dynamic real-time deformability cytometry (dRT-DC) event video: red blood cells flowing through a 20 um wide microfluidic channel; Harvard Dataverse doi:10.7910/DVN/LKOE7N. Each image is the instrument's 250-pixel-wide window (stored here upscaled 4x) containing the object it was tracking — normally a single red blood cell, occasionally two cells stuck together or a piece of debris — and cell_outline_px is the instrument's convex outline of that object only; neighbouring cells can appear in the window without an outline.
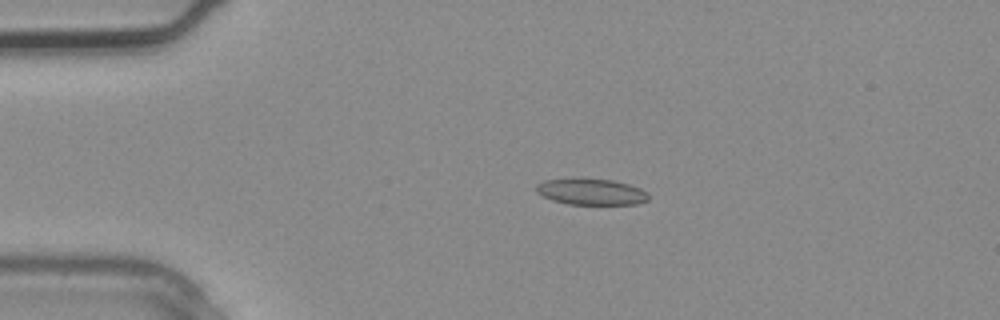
{"species": "common noctule bat (a hibernating species)", "species_latin": "Nyctalus noctula", "temperature_condition": "warm", "stored_images_in_passage": 3, "camera_frame_rate_fps": 3000, "um_per_image_px": 0.085, "animal": {"sex": "male", "body_mass_g": 20.4}, "frame": {"image": 1, "passage_image": 2, "time_ms": 0.333, "image_size_px": [1000, 320], "cell_outline_px": [[648, 200], [636, 204], [568, 204], [552, 200], [536, 192], [536, 184], [544, 180], [580, 176], [612, 180], [628, 184], [640, 188], [648, 192]], "centroid_in_image_um": [50.21, 16.26], "position_along_channel_um": 34.8, "area_um2": 17.63}}